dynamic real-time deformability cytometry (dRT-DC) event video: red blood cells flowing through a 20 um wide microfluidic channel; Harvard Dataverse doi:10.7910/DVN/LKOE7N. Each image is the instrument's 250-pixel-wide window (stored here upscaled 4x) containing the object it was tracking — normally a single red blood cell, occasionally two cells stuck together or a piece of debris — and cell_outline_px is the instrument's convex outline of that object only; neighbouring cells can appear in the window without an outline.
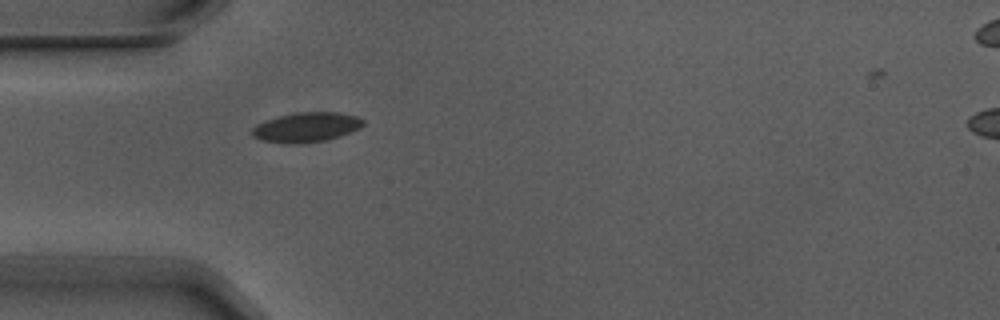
{"species": "Egyptian fruit bat (a non-hibernating species)", "species_latin": "Rousettus aegyptiacus", "temperature_condition": "warm", "stored_images_in_passage": 2, "camera_frame_rate_fps": 3000, "um_per_image_px": 0.085, "animal": {"sex": "male"}, "frame": {"image": 1, "passage_image": 1, "time_ms": 0.0, "image_size_px": [1000, 320], "cell_outline_px": [[364, 124], [360, 128], [340, 136], [324, 140], [264, 140], [252, 136], [252, 128], [256, 124], [264, 120], [276, 116], [296, 112], [340, 112], [356, 116], [364, 120]], "centroid_in_image_um": [26.09, 10.73], "position_along_channel_um": 58.9, "area_um2": 18.32}}